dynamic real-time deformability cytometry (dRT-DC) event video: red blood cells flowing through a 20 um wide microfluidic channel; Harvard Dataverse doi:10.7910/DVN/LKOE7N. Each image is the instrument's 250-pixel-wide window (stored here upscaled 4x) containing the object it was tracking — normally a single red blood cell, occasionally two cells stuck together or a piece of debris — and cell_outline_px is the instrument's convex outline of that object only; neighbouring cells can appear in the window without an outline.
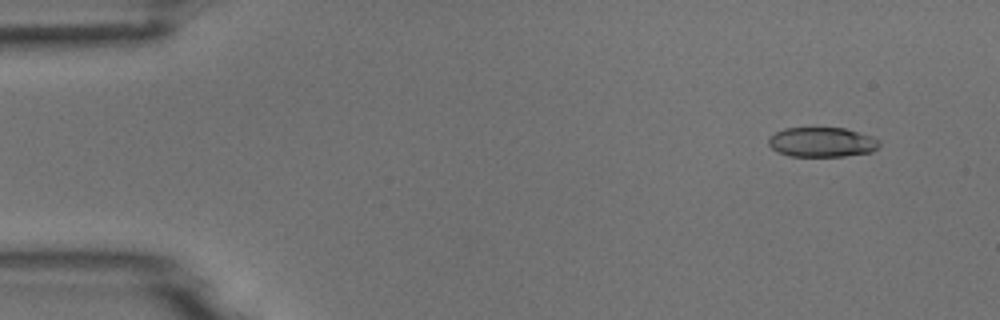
{"species": "common noctule bat (a hibernating species)", "species_latin": "Nyctalus noctula", "temperature_condition": "room temperature", "stored_images_in_passage": 5, "camera_frame_rate_fps": 3000, "um_per_image_px": 0.085, "animal": {"sex": "male", "body_mass_g": 18.8}, "frame": {"image": 1, "passage_image": 2, "time_ms": 0.333, "image_size_px": [1000, 320], "cell_outline_px": [[880, 144], [872, 152], [844, 156], [792, 156], [780, 152], [772, 148], [768, 144], [768, 136], [784, 128], [844, 128], [872, 136], [880, 140]], "centroid_in_image_um": [69.87, 12.08], "position_along_channel_um": 15.1, "area_um2": 19.13}}
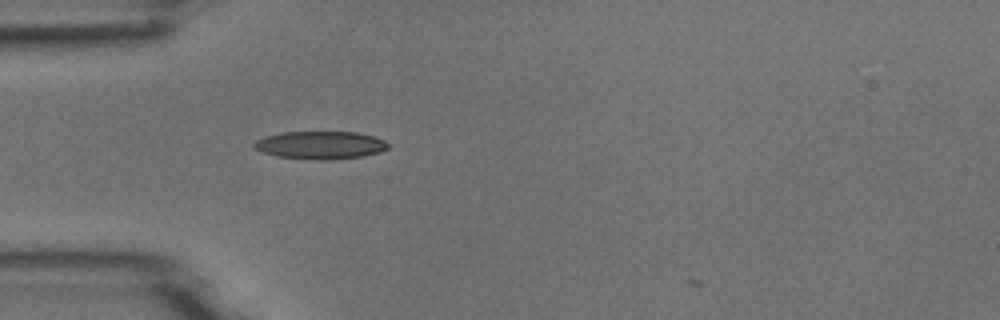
{"frame": {"image": 2, "passage_image": 5, "time_ms": 1.333, "image_size_px": [1000, 320], "cell_outline_px": [[388, 148], [380, 152], [360, 156], [328, 160], [320, 160], [276, 156], [260, 152], [252, 144], [256, 140], [268, 136], [284, 132], [356, 132], [376, 136], [384, 140], [388, 144]], "centroid_in_image_um": [27.24, 12.33], "position_along_channel_um": 57.8, "area_um2": 21.62}}